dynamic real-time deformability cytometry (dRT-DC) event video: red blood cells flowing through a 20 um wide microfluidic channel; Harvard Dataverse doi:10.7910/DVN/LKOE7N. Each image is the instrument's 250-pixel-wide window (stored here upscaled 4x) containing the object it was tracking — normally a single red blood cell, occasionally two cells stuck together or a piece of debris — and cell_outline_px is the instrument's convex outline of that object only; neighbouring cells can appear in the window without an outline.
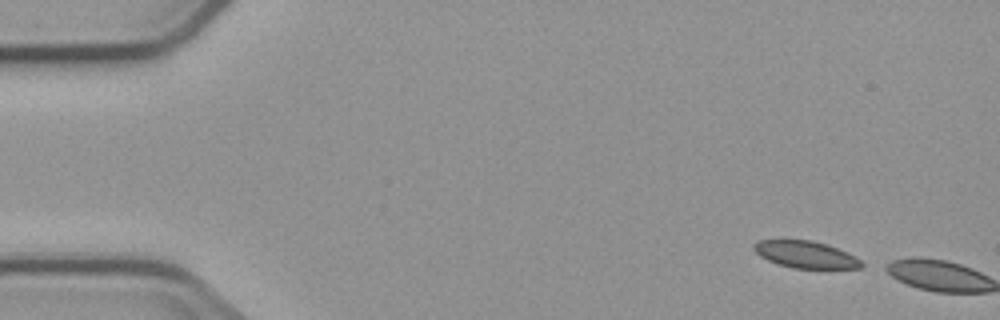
{"species": "common noctule bat (a hibernating species)", "species_latin": "Nyctalus noctula", "temperature_condition": "cold", "stored_images_in_passage": 2, "camera_frame_rate_fps": 3000, "um_per_image_px": 0.085, "animal": {"sex": "male", "body_mass_g": 23.1, "forearm_length_mm": 52.7}, "frame": {"image": 1, "passage_image": 1, "time_ms": 0.0, "image_size_px": [1000, 320], "cell_outline_px": [[864, 264], [860, 268], [792, 268], [768, 260], [760, 256], [752, 248], [752, 244], [760, 240], [784, 236], [812, 240], [828, 244], [848, 252], [856, 256]], "centroid_in_image_um": [68.42, 21.57], "position_along_channel_um": 16.6, "area_um2": 17.69}}